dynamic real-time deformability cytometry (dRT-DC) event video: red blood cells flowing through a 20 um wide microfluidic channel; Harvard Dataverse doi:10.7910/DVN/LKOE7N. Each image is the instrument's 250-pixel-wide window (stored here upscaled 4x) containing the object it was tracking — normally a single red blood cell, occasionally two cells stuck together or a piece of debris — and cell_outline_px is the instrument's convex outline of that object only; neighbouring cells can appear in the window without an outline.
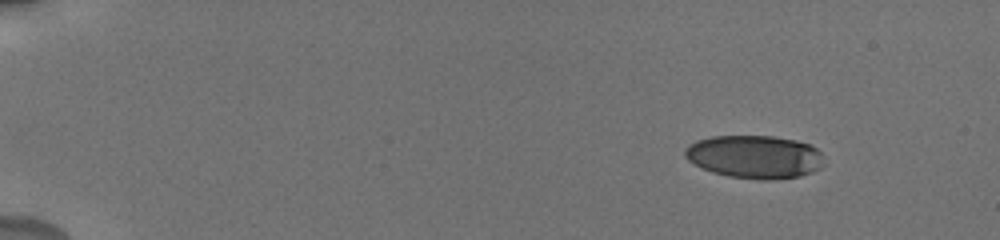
{"species": "human", "species_latin": "Homo sapiens", "temperature_condition": "cold", "stored_images_in_passage": 67, "camera_frame_rate_fps": 3000, "um_per_image_px": 0.085, "donor": {"sex": "male"}, "frame": {"image": 1, "passage_image": 1, "time_ms": 0.0, "image_size_px": [1000, 240], "cell_outline_px": [[824, 164], [820, 168], [812, 172], [800, 176], [764, 180], [728, 176], [712, 172], [688, 160], [684, 156], [684, 148], [688, 144], [696, 140], [712, 136], [772, 136], [796, 140], [808, 144], [816, 148], [820, 152]], "centroid_in_image_um": [64.13, 13.32], "position_along_channel_um": 20.9, "area_um2": 34.85}}
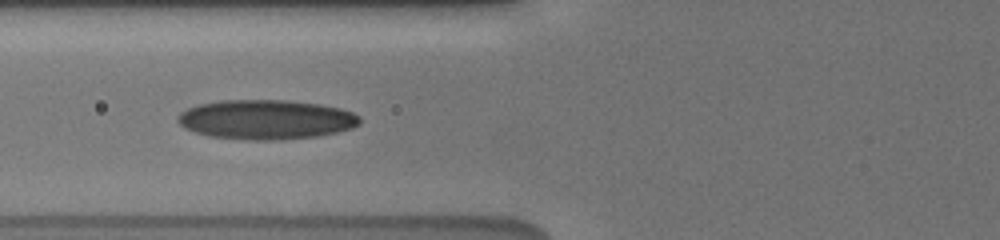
{"frame": {"image": 2, "passage_image": 20, "time_ms": 5.667, "image_size_px": [1000, 240], "cell_outline_px": [[360, 124], [352, 128], [336, 132], [316, 136], [280, 140], [248, 140], [212, 136], [196, 132], [180, 124], [176, 120], [180, 112], [188, 108], [200, 104], [220, 100], [288, 100], [320, 104], [340, 108], [352, 112], [360, 116]], "centroid_in_image_um": [22.64, 10.15], "position_along_channel_um": 103.2, "area_um2": 41.85}}
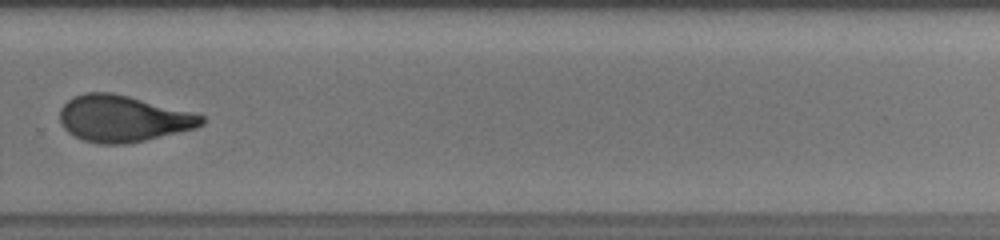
{"frame": {"image": 3, "passage_image": 38, "time_ms": 11.333, "image_size_px": [1000, 240], "cell_outline_px": [[204, 124], [196, 128], [128, 144], [100, 144], [84, 140], [68, 132], [60, 124], [60, 108], [68, 100], [76, 96], [88, 92], [112, 92], [128, 96], [204, 116]], "centroid_in_image_um": [10.42, 10.09], "position_along_channel_um": 319.4, "area_um2": 37.92}, "authors_computed_cell_mechanics": {"area_um2": 37.6278, "velocity_mm_per_s": 3.8222, "shape_relaxation_time_tau1_ms": 6.0835, "shape_relaxation_time_tau2_ms": 1.3494, "deformation_change_tau1": 0.206, "deformation_change_tau2": 0.0794}}